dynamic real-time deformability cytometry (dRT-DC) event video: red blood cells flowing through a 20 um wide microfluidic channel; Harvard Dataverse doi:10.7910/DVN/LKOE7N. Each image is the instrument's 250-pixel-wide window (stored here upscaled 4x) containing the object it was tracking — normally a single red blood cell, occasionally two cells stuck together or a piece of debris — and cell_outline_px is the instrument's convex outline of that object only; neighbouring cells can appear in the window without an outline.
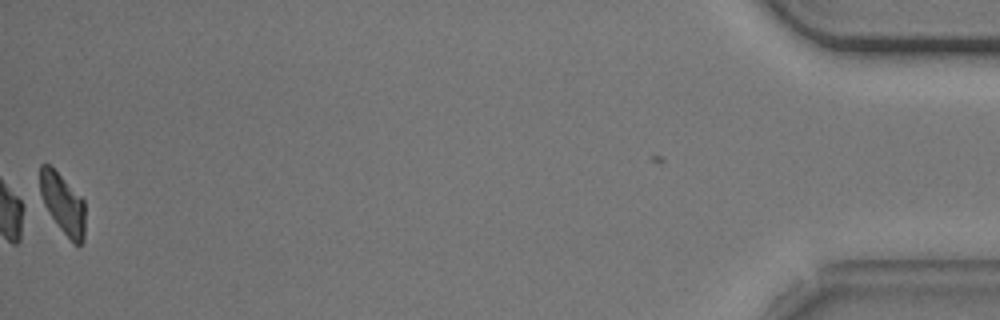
{"species": "common noctule bat (a hibernating species)", "species_latin": "Nyctalus noctula", "temperature_condition": "cold", "stored_images_in_passage": 38, "camera_frame_rate_fps": 3000, "um_per_image_px": 0.085, "animal": {"sex": "male", "body_mass_g": 20.5, "forearm_length_mm": 52.5}, "frame": {"image": 1, "passage_image": 38, "time_ms": 12.333, "image_size_px": [1000, 320], "cell_outline_px": [[84, 240], [80, 244], [72, 244], [48, 212], [44, 204], [40, 192], [40, 164], [48, 164], [84, 200]], "centroid_in_image_um": [5.34, 17.35], "position_along_channel_um": 429.9, "area_um2": 15.55}, "authors_computed_cell_mechanics": {"area_um2": 18.3515, "velocity_mm_per_s": 3.7056, "shape_relaxation_time_tau1_ms": 2.2337, "shape_relaxation_time_tau2_ms": null, "deformation_change_tau1": 0.0908, "deformation_change_tau2": null}}